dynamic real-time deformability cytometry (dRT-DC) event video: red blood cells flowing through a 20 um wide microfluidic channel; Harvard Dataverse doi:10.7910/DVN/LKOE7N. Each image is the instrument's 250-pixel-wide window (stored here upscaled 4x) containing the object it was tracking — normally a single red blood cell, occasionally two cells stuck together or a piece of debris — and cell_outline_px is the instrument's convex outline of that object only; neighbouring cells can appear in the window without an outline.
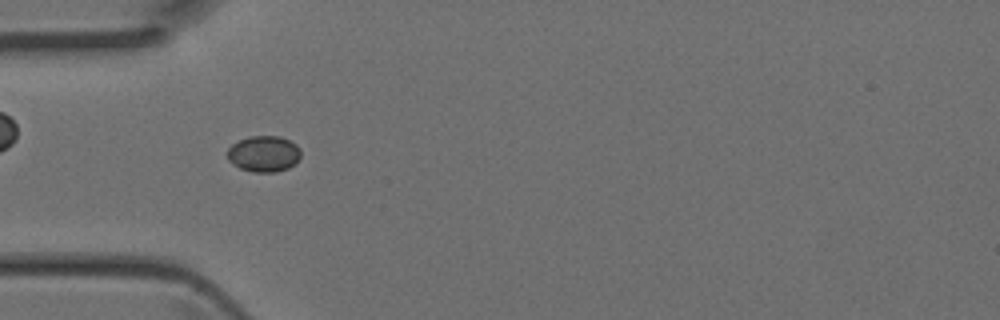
{"species": "Egyptian fruit bat (a non-hibernating species)", "species_latin": "Rousettus aegyptiacus", "temperature_condition": "room temperature", "stored_images_in_passage": 39, "camera_frame_rate_fps": 3000, "um_per_image_px": 0.085, "animal": {"sex": "female"}, "frame": {"image": 1, "passage_image": 8, "time_ms": 2.333, "image_size_px": [1000, 320], "cell_outline_px": [[300, 156], [296, 164], [288, 168], [276, 172], [252, 172], [240, 168], [228, 160], [228, 148], [232, 144], [240, 140], [252, 136], [280, 136], [296, 144], [300, 148]], "centroid_in_image_um": [22.44, 13.08], "position_along_channel_um": 62.6, "area_um2": 15.43}}
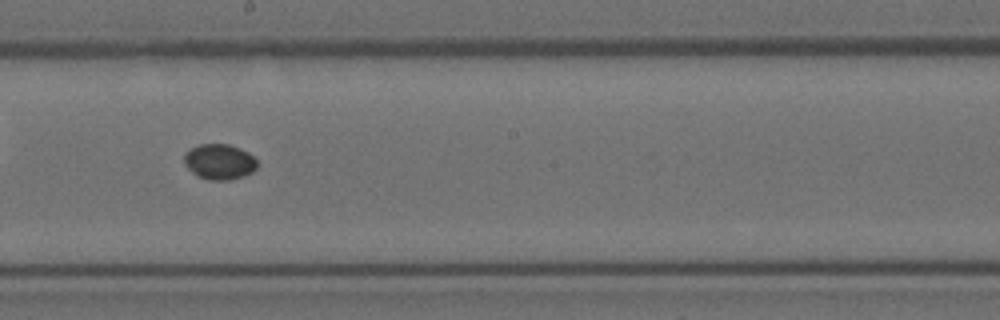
{"frame": {"image": 2, "passage_image": 19, "time_ms": 6.0, "image_size_px": [1000, 320], "cell_outline_px": [[256, 168], [252, 172], [244, 176], [228, 180], [208, 180], [196, 176], [184, 164], [184, 152], [200, 144], [228, 144], [240, 148], [248, 152], [256, 160]], "centroid_in_image_um": [18.63, 13.75], "position_along_channel_um": 229.6, "area_um2": 15.14}}
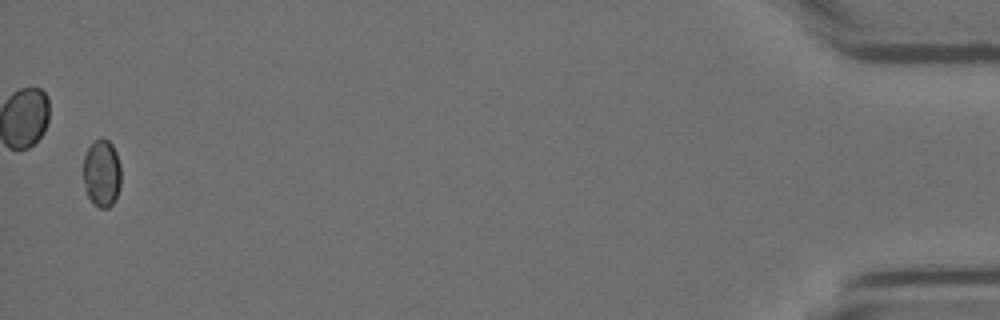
{"frame": {"image": 3, "passage_image": 38, "time_ms": 12.333, "image_size_px": [1000, 320], "cell_outline_px": [[120, 188], [116, 200], [108, 208], [100, 208], [88, 196], [84, 184], [84, 156], [88, 148], [100, 136], [104, 136], [112, 144], [116, 152], [120, 164]], "centroid_in_image_um": [8.68, 14.7], "position_along_channel_um": 426.5, "area_um2": 14.85}}